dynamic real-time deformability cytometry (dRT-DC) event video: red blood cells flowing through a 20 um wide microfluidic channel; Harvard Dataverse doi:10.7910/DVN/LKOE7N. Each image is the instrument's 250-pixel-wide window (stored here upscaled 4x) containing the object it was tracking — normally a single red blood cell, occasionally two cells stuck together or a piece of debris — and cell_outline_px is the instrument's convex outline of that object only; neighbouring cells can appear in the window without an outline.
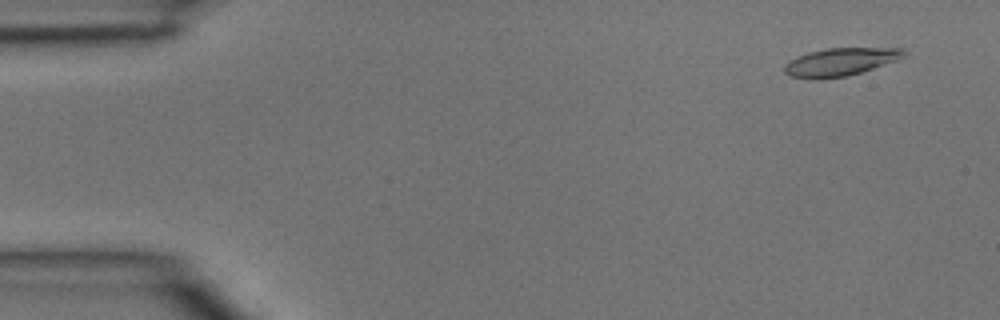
{"species": "common noctule bat (a hibernating species)", "species_latin": "Nyctalus noctula", "temperature_condition": "room temperature", "stored_images_in_passage": 45, "camera_frame_rate_fps": 3000, "um_per_image_px": 0.085, "animal": {"sex": "male", "body_mass_g": 15.6}, "frame": {"image": 1, "passage_image": 3, "time_ms": 0.667, "image_size_px": [1000, 320], "cell_outline_px": [[904, 56], [896, 60], [848, 76], [820, 80], [816, 80], [792, 76], [784, 72], [784, 64], [788, 60], [796, 56], [808, 52], [828, 48], [904, 48]], "centroid_in_image_um": [71.35, 5.27], "position_along_channel_um": 13.6, "area_um2": 19.42}}
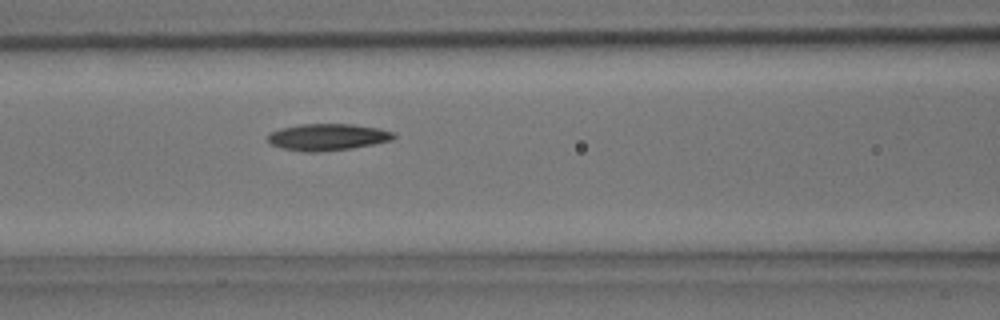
{"frame": {"image": 2, "passage_image": 19, "time_ms": 6.0, "image_size_px": [1000, 320], "cell_outline_px": [[396, 136], [392, 140], [352, 148], [320, 152], [304, 152], [280, 148], [272, 144], [268, 140], [268, 132], [280, 128], [300, 124], [352, 124], [380, 128], [392, 132]], "centroid_in_image_um": [27.81, 11.65], "position_along_channel_um": 138.8, "area_um2": 19.71}}
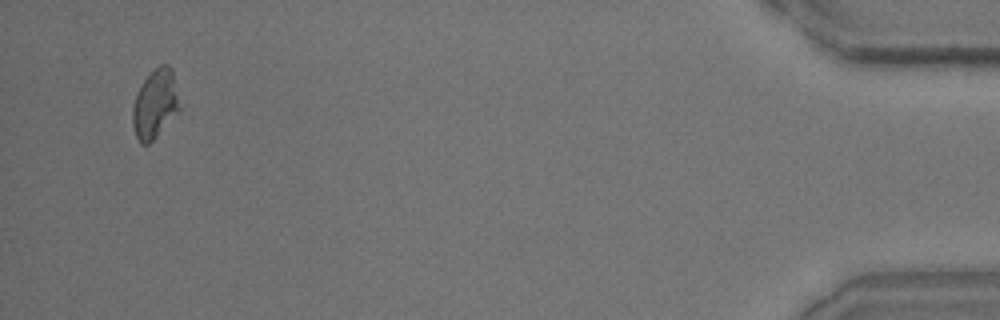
{"frame": {"image": 3, "passage_image": 44, "time_ms": 14.333, "image_size_px": [1000, 320], "cell_outline_px": [[180, 112], [148, 144], [140, 144], [136, 136], [132, 124], [132, 108], [140, 84], [160, 64], [168, 64], [172, 68], [180, 108]], "centroid_in_image_um": [13.18, 8.85], "position_along_channel_um": 422.0, "area_um2": 18.79}}